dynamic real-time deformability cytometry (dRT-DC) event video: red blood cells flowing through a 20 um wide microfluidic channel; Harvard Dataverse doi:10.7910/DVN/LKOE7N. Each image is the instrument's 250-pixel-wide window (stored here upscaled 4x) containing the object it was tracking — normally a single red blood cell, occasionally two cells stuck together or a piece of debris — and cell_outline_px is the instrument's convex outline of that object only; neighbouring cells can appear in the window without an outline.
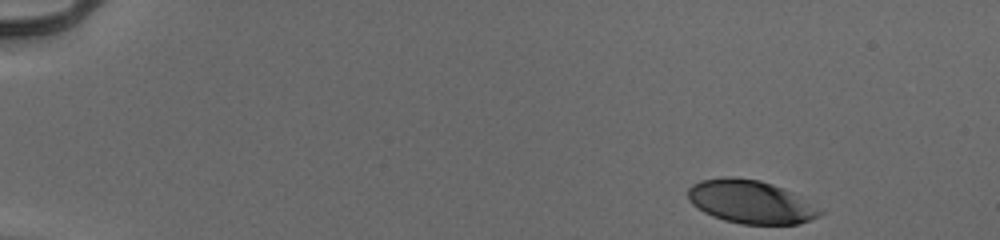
{"species": "human", "species_latin": "Homo sapiens", "temperature_condition": "cold", "stored_images_in_passage": 42, "camera_frame_rate_fps": 3000, "um_per_image_px": 0.085, "donor": {"sex": "male"}, "frame": {"image": 1, "passage_image": 1, "time_ms": 0.0, "image_size_px": [1000, 240], "cell_outline_px": [[824, 212], [820, 216], [796, 224], [740, 224], [724, 220], [712, 216], [704, 212], [692, 204], [688, 200], [688, 188], [692, 184], [700, 180], [724, 176], [732, 176], [760, 180], [784, 188], [792, 192]], "centroid_in_image_um": [63.75, 17.14], "position_along_channel_um": 21.2, "area_um2": 33.23}}
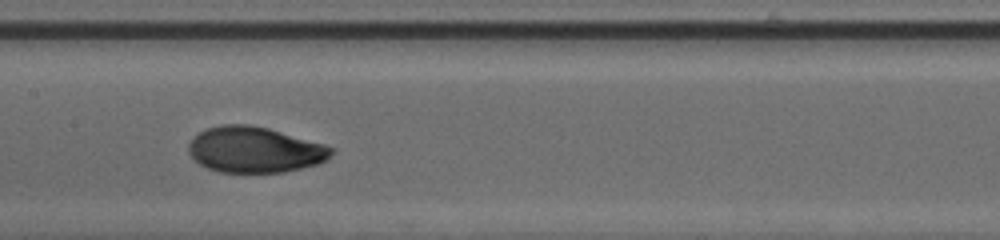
{"frame": {"image": 2, "passage_image": 24, "time_ms": 7.667, "image_size_px": [1000, 240], "cell_outline_px": [[336, 148], [324, 160], [316, 164], [284, 172], [220, 172], [208, 168], [200, 164], [188, 152], [188, 144], [200, 132], [208, 128], [224, 124], [248, 124], [268, 128], [324, 144]], "centroid_in_image_um": [21.64, 12.72], "position_along_channel_um": 185.8, "area_um2": 37.69}}
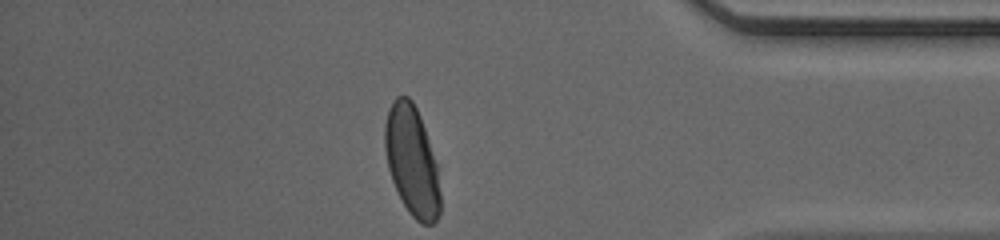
{"frame": {"image": 3, "passage_image": 42, "time_ms": 13.667, "image_size_px": [1000, 240], "cell_outline_px": [[440, 212], [436, 220], [432, 224], [420, 224], [408, 212], [392, 180], [388, 168], [384, 148], [384, 124], [388, 108], [392, 100], [396, 96], [408, 96], [412, 100], [420, 116], [436, 164], [440, 192]], "centroid_in_image_um": [34.99, 13.67], "position_along_channel_um": 400.2, "area_um2": 35.32}, "authors_computed_cell_mechanics": {"area_um2": 37.1943, "velocity_mm_per_s": 3.9509, "shape_relaxation_time_tau1_ms": 3.3401, "shape_relaxation_time_tau2_ms": 0.8447, "deformation_change_tau1": 0.1658, "deformation_change_tau2": 0.0394}}